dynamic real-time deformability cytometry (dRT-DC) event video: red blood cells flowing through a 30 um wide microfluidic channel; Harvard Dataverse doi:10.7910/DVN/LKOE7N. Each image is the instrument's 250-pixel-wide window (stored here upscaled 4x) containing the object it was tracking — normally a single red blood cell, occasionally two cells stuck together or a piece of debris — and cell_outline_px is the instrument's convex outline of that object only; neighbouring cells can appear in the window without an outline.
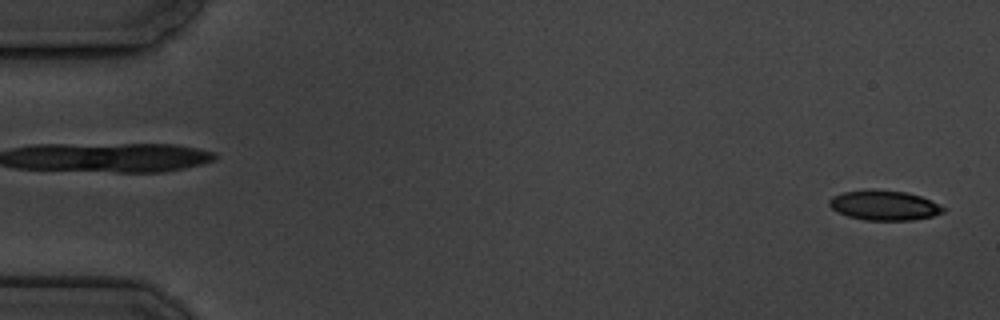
{"species": "common noctule bat (a hibernating species)", "species_latin": "Nyctalus noctula", "temperature_condition": "cold", "stored_images_in_passage": 4, "segment_of_instrument_passage": [2, 2], "camera_frame_rate_fps": 3000, "um_per_image_px": 0.085, "animal": {"sex": "male", "body_mass_g": 19.5, "forearm_length_mm": 54.6}, "frame": {"image": 1, "passage_image": 4, "time_ms": 4.333, "image_size_px": [1000, 320], "cell_outline_px": [[944, 212], [932, 216], [912, 220], [864, 220], [848, 216], [832, 208], [828, 204], [828, 200], [832, 196], [844, 192], [868, 188], [872, 188], [904, 192], [920, 196], [944, 208]], "centroid_in_image_um": [75.1, 17.44], "position_along_channel_um": 9.9, "area_um2": 19.71}}